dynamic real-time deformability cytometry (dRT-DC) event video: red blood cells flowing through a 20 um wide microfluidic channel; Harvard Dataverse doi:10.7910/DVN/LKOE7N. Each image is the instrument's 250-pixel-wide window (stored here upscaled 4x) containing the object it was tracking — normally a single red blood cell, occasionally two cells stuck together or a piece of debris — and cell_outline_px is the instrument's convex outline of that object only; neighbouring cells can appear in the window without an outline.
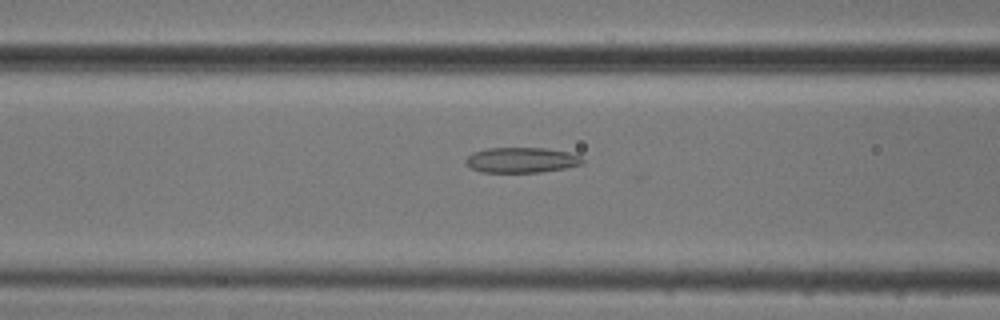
{"species": "common noctule bat (a hibernating species)", "species_latin": "Nyctalus noctula", "temperature_condition": "cold", "stored_images_in_passage": 33, "camera_frame_rate_fps": 3000, "um_per_image_px": 0.085, "animal": {"sex": "male", "body_mass_g": 20.5, "forearm_length_mm": 52.5}, "frame": {"image": 1, "passage_image": 10, "time_ms": 3.0, "image_size_px": [1000, 320], "cell_outline_px": [[584, 164], [564, 168], [540, 172], [480, 172], [472, 168], [464, 160], [472, 152], [488, 148], [544, 148], [568, 152], [580, 156], [584, 160]], "centroid_in_image_um": [44.33, 13.6], "position_along_channel_um": 122.3, "area_um2": 17.17}}
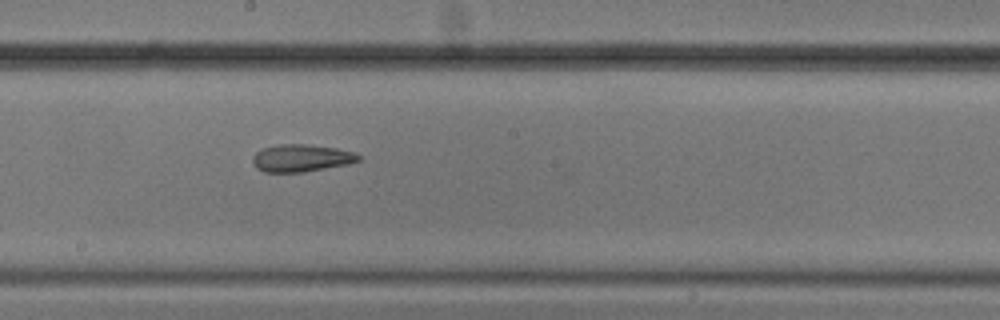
{"frame": {"image": 2, "passage_image": 18, "time_ms": 5.667, "image_size_px": [1000, 320], "cell_outline_px": [[360, 160], [348, 164], [304, 172], [264, 172], [256, 168], [252, 160], [252, 156], [256, 152], [264, 148], [280, 144], [308, 144], [336, 148], [356, 152], [360, 156]], "centroid_in_image_um": [25.62, 13.43], "position_along_channel_um": 222.6, "area_um2": 16.94}}
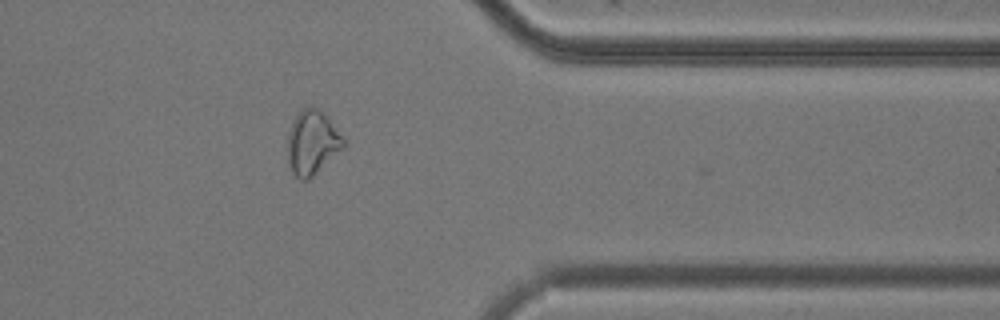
{"frame": {"image": 3, "passage_image": 32, "time_ms": 10.333, "image_size_px": [1000, 320], "cell_outline_px": [[348, 144], [344, 148], [308, 180], [300, 180], [292, 172], [288, 164], [288, 132], [296, 116], [308, 104], [312, 104], [324, 112], [328, 116]], "centroid_in_image_um": [26.57, 12.1], "position_along_channel_um": 384.8, "area_um2": 21.15}}